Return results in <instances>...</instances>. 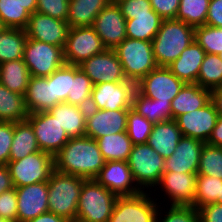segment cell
Returning <instances> with one entry per match:
<instances>
[{
  "label": "cell",
  "instance_id": "obj_1",
  "mask_svg": "<svg viewBox=\"0 0 222 222\" xmlns=\"http://www.w3.org/2000/svg\"><path fill=\"white\" fill-rule=\"evenodd\" d=\"M104 164L97 141L88 136L70 138L54 156L56 171L85 179H94Z\"/></svg>",
  "mask_w": 222,
  "mask_h": 222
},
{
  "label": "cell",
  "instance_id": "obj_2",
  "mask_svg": "<svg viewBox=\"0 0 222 222\" xmlns=\"http://www.w3.org/2000/svg\"><path fill=\"white\" fill-rule=\"evenodd\" d=\"M194 27L177 19H163L152 40L153 55L157 66L169 67L180 54L194 42Z\"/></svg>",
  "mask_w": 222,
  "mask_h": 222
},
{
  "label": "cell",
  "instance_id": "obj_3",
  "mask_svg": "<svg viewBox=\"0 0 222 222\" xmlns=\"http://www.w3.org/2000/svg\"><path fill=\"white\" fill-rule=\"evenodd\" d=\"M85 178L54 170L47 181L48 209L69 222H76L79 196Z\"/></svg>",
  "mask_w": 222,
  "mask_h": 222
},
{
  "label": "cell",
  "instance_id": "obj_4",
  "mask_svg": "<svg viewBox=\"0 0 222 222\" xmlns=\"http://www.w3.org/2000/svg\"><path fill=\"white\" fill-rule=\"evenodd\" d=\"M117 198L95 179H85L79 196L76 222H108Z\"/></svg>",
  "mask_w": 222,
  "mask_h": 222
},
{
  "label": "cell",
  "instance_id": "obj_5",
  "mask_svg": "<svg viewBox=\"0 0 222 222\" xmlns=\"http://www.w3.org/2000/svg\"><path fill=\"white\" fill-rule=\"evenodd\" d=\"M113 50L119 58L126 79L135 84L157 67L152 41L126 38Z\"/></svg>",
  "mask_w": 222,
  "mask_h": 222
},
{
  "label": "cell",
  "instance_id": "obj_6",
  "mask_svg": "<svg viewBox=\"0 0 222 222\" xmlns=\"http://www.w3.org/2000/svg\"><path fill=\"white\" fill-rule=\"evenodd\" d=\"M127 163L141 191L158 186L164 172L165 159L148 143L134 144Z\"/></svg>",
  "mask_w": 222,
  "mask_h": 222
},
{
  "label": "cell",
  "instance_id": "obj_7",
  "mask_svg": "<svg viewBox=\"0 0 222 222\" xmlns=\"http://www.w3.org/2000/svg\"><path fill=\"white\" fill-rule=\"evenodd\" d=\"M14 187L47 182L55 170L54 157L38 151L7 163Z\"/></svg>",
  "mask_w": 222,
  "mask_h": 222
},
{
  "label": "cell",
  "instance_id": "obj_8",
  "mask_svg": "<svg viewBox=\"0 0 222 222\" xmlns=\"http://www.w3.org/2000/svg\"><path fill=\"white\" fill-rule=\"evenodd\" d=\"M23 60L30 76L48 77L65 64L62 47L28 38Z\"/></svg>",
  "mask_w": 222,
  "mask_h": 222
},
{
  "label": "cell",
  "instance_id": "obj_9",
  "mask_svg": "<svg viewBox=\"0 0 222 222\" xmlns=\"http://www.w3.org/2000/svg\"><path fill=\"white\" fill-rule=\"evenodd\" d=\"M149 194L146 190L132 196H119L108 222H156L161 205Z\"/></svg>",
  "mask_w": 222,
  "mask_h": 222
},
{
  "label": "cell",
  "instance_id": "obj_10",
  "mask_svg": "<svg viewBox=\"0 0 222 222\" xmlns=\"http://www.w3.org/2000/svg\"><path fill=\"white\" fill-rule=\"evenodd\" d=\"M106 49L92 26L70 27L63 49L64 60L69 65H80Z\"/></svg>",
  "mask_w": 222,
  "mask_h": 222
},
{
  "label": "cell",
  "instance_id": "obj_11",
  "mask_svg": "<svg viewBox=\"0 0 222 222\" xmlns=\"http://www.w3.org/2000/svg\"><path fill=\"white\" fill-rule=\"evenodd\" d=\"M184 85L168 67L157 66L136 84V90L157 102H171Z\"/></svg>",
  "mask_w": 222,
  "mask_h": 222
},
{
  "label": "cell",
  "instance_id": "obj_12",
  "mask_svg": "<svg viewBox=\"0 0 222 222\" xmlns=\"http://www.w3.org/2000/svg\"><path fill=\"white\" fill-rule=\"evenodd\" d=\"M27 120L33 127L39 149L53 157L70 139L48 111L29 114Z\"/></svg>",
  "mask_w": 222,
  "mask_h": 222
},
{
  "label": "cell",
  "instance_id": "obj_13",
  "mask_svg": "<svg viewBox=\"0 0 222 222\" xmlns=\"http://www.w3.org/2000/svg\"><path fill=\"white\" fill-rule=\"evenodd\" d=\"M79 67L91 79L93 85L127 80L113 49H106L104 52L86 59Z\"/></svg>",
  "mask_w": 222,
  "mask_h": 222
},
{
  "label": "cell",
  "instance_id": "obj_14",
  "mask_svg": "<svg viewBox=\"0 0 222 222\" xmlns=\"http://www.w3.org/2000/svg\"><path fill=\"white\" fill-rule=\"evenodd\" d=\"M70 26L67 21L34 12L24 29L27 38L52 44L64 49Z\"/></svg>",
  "mask_w": 222,
  "mask_h": 222
},
{
  "label": "cell",
  "instance_id": "obj_15",
  "mask_svg": "<svg viewBox=\"0 0 222 222\" xmlns=\"http://www.w3.org/2000/svg\"><path fill=\"white\" fill-rule=\"evenodd\" d=\"M92 27L107 49H114L127 38L126 19L117 4L103 8Z\"/></svg>",
  "mask_w": 222,
  "mask_h": 222
},
{
  "label": "cell",
  "instance_id": "obj_16",
  "mask_svg": "<svg viewBox=\"0 0 222 222\" xmlns=\"http://www.w3.org/2000/svg\"><path fill=\"white\" fill-rule=\"evenodd\" d=\"M116 196H132L141 192L131 174L127 161H105L94 178Z\"/></svg>",
  "mask_w": 222,
  "mask_h": 222
},
{
  "label": "cell",
  "instance_id": "obj_17",
  "mask_svg": "<svg viewBox=\"0 0 222 222\" xmlns=\"http://www.w3.org/2000/svg\"><path fill=\"white\" fill-rule=\"evenodd\" d=\"M218 113L212 101L204 107L178 116L175 121L185 137L207 143L216 125Z\"/></svg>",
  "mask_w": 222,
  "mask_h": 222
},
{
  "label": "cell",
  "instance_id": "obj_18",
  "mask_svg": "<svg viewBox=\"0 0 222 222\" xmlns=\"http://www.w3.org/2000/svg\"><path fill=\"white\" fill-rule=\"evenodd\" d=\"M135 90L136 84L129 80L100 83L93 85L91 96L94 98L98 110L130 109Z\"/></svg>",
  "mask_w": 222,
  "mask_h": 222
},
{
  "label": "cell",
  "instance_id": "obj_19",
  "mask_svg": "<svg viewBox=\"0 0 222 222\" xmlns=\"http://www.w3.org/2000/svg\"><path fill=\"white\" fill-rule=\"evenodd\" d=\"M17 222H28L48 212V184H36L16 187Z\"/></svg>",
  "mask_w": 222,
  "mask_h": 222
},
{
  "label": "cell",
  "instance_id": "obj_20",
  "mask_svg": "<svg viewBox=\"0 0 222 222\" xmlns=\"http://www.w3.org/2000/svg\"><path fill=\"white\" fill-rule=\"evenodd\" d=\"M197 173L163 172L158 184L170 205L193 206Z\"/></svg>",
  "mask_w": 222,
  "mask_h": 222
},
{
  "label": "cell",
  "instance_id": "obj_21",
  "mask_svg": "<svg viewBox=\"0 0 222 222\" xmlns=\"http://www.w3.org/2000/svg\"><path fill=\"white\" fill-rule=\"evenodd\" d=\"M204 142L183 136L173 154L165 159L164 172L197 173Z\"/></svg>",
  "mask_w": 222,
  "mask_h": 222
},
{
  "label": "cell",
  "instance_id": "obj_22",
  "mask_svg": "<svg viewBox=\"0 0 222 222\" xmlns=\"http://www.w3.org/2000/svg\"><path fill=\"white\" fill-rule=\"evenodd\" d=\"M128 110H98L91 118L86 120L85 136L96 140L105 135L126 131Z\"/></svg>",
  "mask_w": 222,
  "mask_h": 222
},
{
  "label": "cell",
  "instance_id": "obj_23",
  "mask_svg": "<svg viewBox=\"0 0 222 222\" xmlns=\"http://www.w3.org/2000/svg\"><path fill=\"white\" fill-rule=\"evenodd\" d=\"M206 52L194 41L168 67L185 84H195Z\"/></svg>",
  "mask_w": 222,
  "mask_h": 222
},
{
  "label": "cell",
  "instance_id": "obj_24",
  "mask_svg": "<svg viewBox=\"0 0 222 222\" xmlns=\"http://www.w3.org/2000/svg\"><path fill=\"white\" fill-rule=\"evenodd\" d=\"M183 137L175 120L153 125L147 143L164 159L169 158Z\"/></svg>",
  "mask_w": 222,
  "mask_h": 222
},
{
  "label": "cell",
  "instance_id": "obj_25",
  "mask_svg": "<svg viewBox=\"0 0 222 222\" xmlns=\"http://www.w3.org/2000/svg\"><path fill=\"white\" fill-rule=\"evenodd\" d=\"M211 101V91L199 84H185L171 101L172 120L178 116L198 110Z\"/></svg>",
  "mask_w": 222,
  "mask_h": 222
},
{
  "label": "cell",
  "instance_id": "obj_26",
  "mask_svg": "<svg viewBox=\"0 0 222 222\" xmlns=\"http://www.w3.org/2000/svg\"><path fill=\"white\" fill-rule=\"evenodd\" d=\"M24 98L29 114L53 108L52 83H48V77L30 76Z\"/></svg>",
  "mask_w": 222,
  "mask_h": 222
},
{
  "label": "cell",
  "instance_id": "obj_27",
  "mask_svg": "<svg viewBox=\"0 0 222 222\" xmlns=\"http://www.w3.org/2000/svg\"><path fill=\"white\" fill-rule=\"evenodd\" d=\"M48 112L58 121L69 138L85 136L86 120L76 105L63 102Z\"/></svg>",
  "mask_w": 222,
  "mask_h": 222
},
{
  "label": "cell",
  "instance_id": "obj_28",
  "mask_svg": "<svg viewBox=\"0 0 222 222\" xmlns=\"http://www.w3.org/2000/svg\"><path fill=\"white\" fill-rule=\"evenodd\" d=\"M109 4V0H69L68 25L93 26L95 17Z\"/></svg>",
  "mask_w": 222,
  "mask_h": 222
},
{
  "label": "cell",
  "instance_id": "obj_29",
  "mask_svg": "<svg viewBox=\"0 0 222 222\" xmlns=\"http://www.w3.org/2000/svg\"><path fill=\"white\" fill-rule=\"evenodd\" d=\"M40 151L33 127L28 120L14 122L9 161H16Z\"/></svg>",
  "mask_w": 222,
  "mask_h": 222
},
{
  "label": "cell",
  "instance_id": "obj_30",
  "mask_svg": "<svg viewBox=\"0 0 222 222\" xmlns=\"http://www.w3.org/2000/svg\"><path fill=\"white\" fill-rule=\"evenodd\" d=\"M162 21L163 19L153 9L149 14L130 15V20H126L127 38L152 41Z\"/></svg>",
  "mask_w": 222,
  "mask_h": 222
},
{
  "label": "cell",
  "instance_id": "obj_31",
  "mask_svg": "<svg viewBox=\"0 0 222 222\" xmlns=\"http://www.w3.org/2000/svg\"><path fill=\"white\" fill-rule=\"evenodd\" d=\"M30 73L23 59L0 64V83L10 91L25 95Z\"/></svg>",
  "mask_w": 222,
  "mask_h": 222
},
{
  "label": "cell",
  "instance_id": "obj_32",
  "mask_svg": "<svg viewBox=\"0 0 222 222\" xmlns=\"http://www.w3.org/2000/svg\"><path fill=\"white\" fill-rule=\"evenodd\" d=\"M96 141L105 161H127L134 145L126 131L105 135Z\"/></svg>",
  "mask_w": 222,
  "mask_h": 222
},
{
  "label": "cell",
  "instance_id": "obj_33",
  "mask_svg": "<svg viewBox=\"0 0 222 222\" xmlns=\"http://www.w3.org/2000/svg\"><path fill=\"white\" fill-rule=\"evenodd\" d=\"M131 108L153 124L172 120L171 102H157L137 90L134 91Z\"/></svg>",
  "mask_w": 222,
  "mask_h": 222
},
{
  "label": "cell",
  "instance_id": "obj_34",
  "mask_svg": "<svg viewBox=\"0 0 222 222\" xmlns=\"http://www.w3.org/2000/svg\"><path fill=\"white\" fill-rule=\"evenodd\" d=\"M28 115L24 95L10 91L0 83V121H24Z\"/></svg>",
  "mask_w": 222,
  "mask_h": 222
},
{
  "label": "cell",
  "instance_id": "obj_35",
  "mask_svg": "<svg viewBox=\"0 0 222 222\" xmlns=\"http://www.w3.org/2000/svg\"><path fill=\"white\" fill-rule=\"evenodd\" d=\"M24 29L5 27L0 31V64L23 59L27 41Z\"/></svg>",
  "mask_w": 222,
  "mask_h": 222
},
{
  "label": "cell",
  "instance_id": "obj_36",
  "mask_svg": "<svg viewBox=\"0 0 222 222\" xmlns=\"http://www.w3.org/2000/svg\"><path fill=\"white\" fill-rule=\"evenodd\" d=\"M210 0H180L176 19L192 27L206 24Z\"/></svg>",
  "mask_w": 222,
  "mask_h": 222
},
{
  "label": "cell",
  "instance_id": "obj_37",
  "mask_svg": "<svg viewBox=\"0 0 222 222\" xmlns=\"http://www.w3.org/2000/svg\"><path fill=\"white\" fill-rule=\"evenodd\" d=\"M221 185L222 179L220 178L197 174L193 206L199 209L208 204L218 203Z\"/></svg>",
  "mask_w": 222,
  "mask_h": 222
},
{
  "label": "cell",
  "instance_id": "obj_38",
  "mask_svg": "<svg viewBox=\"0 0 222 222\" xmlns=\"http://www.w3.org/2000/svg\"><path fill=\"white\" fill-rule=\"evenodd\" d=\"M196 84L210 91L222 87V60L219 55L206 53Z\"/></svg>",
  "mask_w": 222,
  "mask_h": 222
},
{
  "label": "cell",
  "instance_id": "obj_39",
  "mask_svg": "<svg viewBox=\"0 0 222 222\" xmlns=\"http://www.w3.org/2000/svg\"><path fill=\"white\" fill-rule=\"evenodd\" d=\"M72 80L74 65L66 63L48 76V83H52L53 107L67 100L68 94H71Z\"/></svg>",
  "mask_w": 222,
  "mask_h": 222
},
{
  "label": "cell",
  "instance_id": "obj_40",
  "mask_svg": "<svg viewBox=\"0 0 222 222\" xmlns=\"http://www.w3.org/2000/svg\"><path fill=\"white\" fill-rule=\"evenodd\" d=\"M30 15L17 0H0V19L4 27L25 29Z\"/></svg>",
  "mask_w": 222,
  "mask_h": 222
},
{
  "label": "cell",
  "instance_id": "obj_41",
  "mask_svg": "<svg viewBox=\"0 0 222 222\" xmlns=\"http://www.w3.org/2000/svg\"><path fill=\"white\" fill-rule=\"evenodd\" d=\"M197 174L222 179V147L204 144Z\"/></svg>",
  "mask_w": 222,
  "mask_h": 222
},
{
  "label": "cell",
  "instance_id": "obj_42",
  "mask_svg": "<svg viewBox=\"0 0 222 222\" xmlns=\"http://www.w3.org/2000/svg\"><path fill=\"white\" fill-rule=\"evenodd\" d=\"M194 39L207 54L220 55L222 53V28L206 24L195 27Z\"/></svg>",
  "mask_w": 222,
  "mask_h": 222
},
{
  "label": "cell",
  "instance_id": "obj_43",
  "mask_svg": "<svg viewBox=\"0 0 222 222\" xmlns=\"http://www.w3.org/2000/svg\"><path fill=\"white\" fill-rule=\"evenodd\" d=\"M153 123L130 108L127 115V135L133 144L147 143Z\"/></svg>",
  "mask_w": 222,
  "mask_h": 222
},
{
  "label": "cell",
  "instance_id": "obj_44",
  "mask_svg": "<svg viewBox=\"0 0 222 222\" xmlns=\"http://www.w3.org/2000/svg\"><path fill=\"white\" fill-rule=\"evenodd\" d=\"M93 84L91 79L74 65V80H72L71 94H68L66 103L78 105L92 94Z\"/></svg>",
  "mask_w": 222,
  "mask_h": 222
},
{
  "label": "cell",
  "instance_id": "obj_45",
  "mask_svg": "<svg viewBox=\"0 0 222 222\" xmlns=\"http://www.w3.org/2000/svg\"><path fill=\"white\" fill-rule=\"evenodd\" d=\"M156 222H200L198 209L194 206L170 205L168 212L159 206ZM165 214L164 218L162 217ZM162 217V218H161Z\"/></svg>",
  "mask_w": 222,
  "mask_h": 222
},
{
  "label": "cell",
  "instance_id": "obj_46",
  "mask_svg": "<svg viewBox=\"0 0 222 222\" xmlns=\"http://www.w3.org/2000/svg\"><path fill=\"white\" fill-rule=\"evenodd\" d=\"M69 0H37L36 12L67 21Z\"/></svg>",
  "mask_w": 222,
  "mask_h": 222
},
{
  "label": "cell",
  "instance_id": "obj_47",
  "mask_svg": "<svg viewBox=\"0 0 222 222\" xmlns=\"http://www.w3.org/2000/svg\"><path fill=\"white\" fill-rule=\"evenodd\" d=\"M14 122L0 121V165H7L13 141Z\"/></svg>",
  "mask_w": 222,
  "mask_h": 222
},
{
  "label": "cell",
  "instance_id": "obj_48",
  "mask_svg": "<svg viewBox=\"0 0 222 222\" xmlns=\"http://www.w3.org/2000/svg\"><path fill=\"white\" fill-rule=\"evenodd\" d=\"M0 217L17 222V194L15 187L0 194Z\"/></svg>",
  "mask_w": 222,
  "mask_h": 222
},
{
  "label": "cell",
  "instance_id": "obj_49",
  "mask_svg": "<svg viewBox=\"0 0 222 222\" xmlns=\"http://www.w3.org/2000/svg\"><path fill=\"white\" fill-rule=\"evenodd\" d=\"M117 5L126 20H130V15L149 14L152 9L150 0H122Z\"/></svg>",
  "mask_w": 222,
  "mask_h": 222
},
{
  "label": "cell",
  "instance_id": "obj_50",
  "mask_svg": "<svg viewBox=\"0 0 222 222\" xmlns=\"http://www.w3.org/2000/svg\"><path fill=\"white\" fill-rule=\"evenodd\" d=\"M152 9L162 19H176L180 0H150Z\"/></svg>",
  "mask_w": 222,
  "mask_h": 222
},
{
  "label": "cell",
  "instance_id": "obj_51",
  "mask_svg": "<svg viewBox=\"0 0 222 222\" xmlns=\"http://www.w3.org/2000/svg\"><path fill=\"white\" fill-rule=\"evenodd\" d=\"M200 222H222V204L212 203L198 209Z\"/></svg>",
  "mask_w": 222,
  "mask_h": 222
},
{
  "label": "cell",
  "instance_id": "obj_52",
  "mask_svg": "<svg viewBox=\"0 0 222 222\" xmlns=\"http://www.w3.org/2000/svg\"><path fill=\"white\" fill-rule=\"evenodd\" d=\"M206 25L222 28V0H210Z\"/></svg>",
  "mask_w": 222,
  "mask_h": 222
},
{
  "label": "cell",
  "instance_id": "obj_53",
  "mask_svg": "<svg viewBox=\"0 0 222 222\" xmlns=\"http://www.w3.org/2000/svg\"><path fill=\"white\" fill-rule=\"evenodd\" d=\"M77 107L84 116L85 120L91 118L98 111L97 104L95 103L92 96L83 100L80 104L77 105Z\"/></svg>",
  "mask_w": 222,
  "mask_h": 222
},
{
  "label": "cell",
  "instance_id": "obj_54",
  "mask_svg": "<svg viewBox=\"0 0 222 222\" xmlns=\"http://www.w3.org/2000/svg\"><path fill=\"white\" fill-rule=\"evenodd\" d=\"M14 188L7 165H0V194Z\"/></svg>",
  "mask_w": 222,
  "mask_h": 222
},
{
  "label": "cell",
  "instance_id": "obj_55",
  "mask_svg": "<svg viewBox=\"0 0 222 222\" xmlns=\"http://www.w3.org/2000/svg\"><path fill=\"white\" fill-rule=\"evenodd\" d=\"M208 145L222 147V116H218L216 125L207 141Z\"/></svg>",
  "mask_w": 222,
  "mask_h": 222
},
{
  "label": "cell",
  "instance_id": "obj_56",
  "mask_svg": "<svg viewBox=\"0 0 222 222\" xmlns=\"http://www.w3.org/2000/svg\"><path fill=\"white\" fill-rule=\"evenodd\" d=\"M28 222H69L65 218L58 216L52 212H45Z\"/></svg>",
  "mask_w": 222,
  "mask_h": 222
},
{
  "label": "cell",
  "instance_id": "obj_57",
  "mask_svg": "<svg viewBox=\"0 0 222 222\" xmlns=\"http://www.w3.org/2000/svg\"><path fill=\"white\" fill-rule=\"evenodd\" d=\"M211 101L216 108L218 116H222V87L211 90Z\"/></svg>",
  "mask_w": 222,
  "mask_h": 222
},
{
  "label": "cell",
  "instance_id": "obj_58",
  "mask_svg": "<svg viewBox=\"0 0 222 222\" xmlns=\"http://www.w3.org/2000/svg\"><path fill=\"white\" fill-rule=\"evenodd\" d=\"M23 7L26 8V10L33 14L36 12L37 8V0H17Z\"/></svg>",
  "mask_w": 222,
  "mask_h": 222
},
{
  "label": "cell",
  "instance_id": "obj_59",
  "mask_svg": "<svg viewBox=\"0 0 222 222\" xmlns=\"http://www.w3.org/2000/svg\"><path fill=\"white\" fill-rule=\"evenodd\" d=\"M218 203L222 204V185L220 190V196H218Z\"/></svg>",
  "mask_w": 222,
  "mask_h": 222
},
{
  "label": "cell",
  "instance_id": "obj_60",
  "mask_svg": "<svg viewBox=\"0 0 222 222\" xmlns=\"http://www.w3.org/2000/svg\"><path fill=\"white\" fill-rule=\"evenodd\" d=\"M110 1V3H112V4H117V3H119L120 1H122V0H109Z\"/></svg>",
  "mask_w": 222,
  "mask_h": 222
},
{
  "label": "cell",
  "instance_id": "obj_61",
  "mask_svg": "<svg viewBox=\"0 0 222 222\" xmlns=\"http://www.w3.org/2000/svg\"><path fill=\"white\" fill-rule=\"evenodd\" d=\"M0 222H12V221H9L7 219H3V218L0 217Z\"/></svg>",
  "mask_w": 222,
  "mask_h": 222
},
{
  "label": "cell",
  "instance_id": "obj_62",
  "mask_svg": "<svg viewBox=\"0 0 222 222\" xmlns=\"http://www.w3.org/2000/svg\"><path fill=\"white\" fill-rule=\"evenodd\" d=\"M5 27H4V25L2 24V21H1V19H0V31L2 30V29H4Z\"/></svg>",
  "mask_w": 222,
  "mask_h": 222
}]
</instances>
